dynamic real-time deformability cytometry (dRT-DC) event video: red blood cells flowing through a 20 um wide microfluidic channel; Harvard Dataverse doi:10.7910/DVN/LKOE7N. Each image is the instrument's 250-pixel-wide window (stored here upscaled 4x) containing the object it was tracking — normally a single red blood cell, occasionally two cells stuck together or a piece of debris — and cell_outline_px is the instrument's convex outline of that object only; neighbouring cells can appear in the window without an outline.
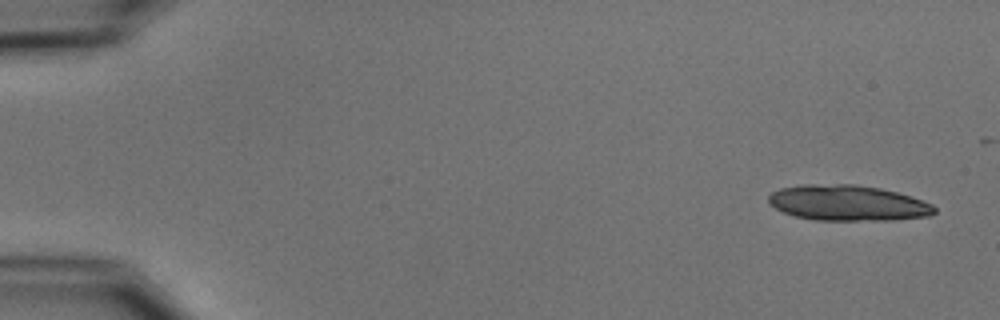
{"species": "common noctule bat (a hibernating species)", "species_latin": "Nyctalus noctula", "temperature_condition": "cold", "stored_images_in_passage": 6, "camera_frame_rate_fps": 3000, "um_per_image_px": 0.085, "animal": {"sex": "male", "body_mass_g": 15.6}, "frame": {"image": 1, "passage_image": 1, "time_ms": 0.0, "image_size_px": [1000, 320], "cell_outline_px": [[936, 212], [928, 216], [892, 220], [816, 220], [796, 216], [784, 212], [768, 204], [768, 196], [772, 192], [780, 188], [804, 184], [852, 184], [880, 188], [912, 196], [932, 204], [936, 208]], "centroid_in_image_um": [72.06, 17.25], "position_along_channel_um": 12.9, "area_um2": 34.45}}